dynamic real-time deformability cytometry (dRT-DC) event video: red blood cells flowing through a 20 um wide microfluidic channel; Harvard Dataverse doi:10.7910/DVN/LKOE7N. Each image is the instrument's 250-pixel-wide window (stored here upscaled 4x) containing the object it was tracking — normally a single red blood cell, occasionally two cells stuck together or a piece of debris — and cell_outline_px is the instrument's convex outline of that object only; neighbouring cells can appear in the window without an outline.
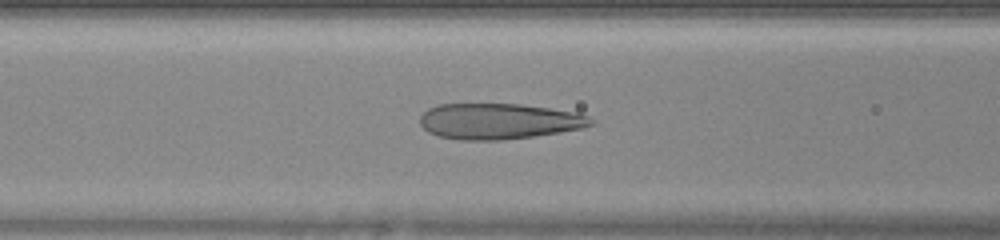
{"species": "human", "species_latin": "Homo sapiens", "temperature_condition": "warm", "stored_images_in_passage": 35, "camera_frame_rate_fps": 3000, "um_per_image_px": 0.085, "donor": {"sex": "female"}, "frame": {"image": 1, "passage_image": 7, "time_ms": 2.0, "image_size_px": [1000, 240], "cell_outline_px": [[596, 124], [584, 128], [560, 132], [504, 140], [460, 140], [440, 136], [428, 132], [420, 124], [420, 116], [428, 108], [436, 104], [520, 104], [576, 112], [588, 116]], "centroid_in_image_um": [42.41, 10.3], "position_along_channel_um": 124.2, "area_um2": 35.72}}
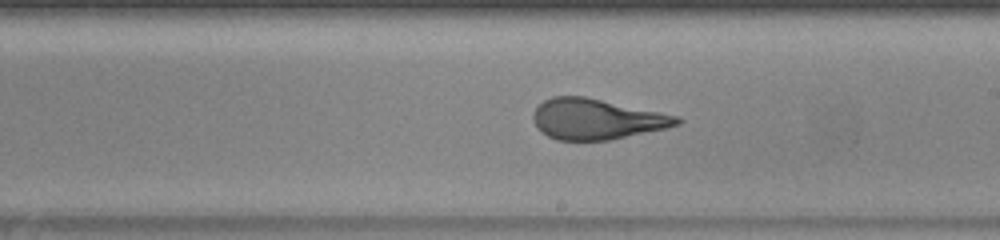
{"frame": {"image": 2, "passage_image": 15, "time_ms": 4.667, "image_size_px": [1000, 240], "cell_outline_px": [[684, 120], [680, 124], [664, 128], [608, 140], [556, 140], [540, 132], [536, 128], [532, 116], [532, 112], [544, 100], [552, 96], [584, 96], [680, 116]], "centroid_in_image_um": [50.67, 10.12], "position_along_channel_um": 238.3, "area_um2": 33.93}}
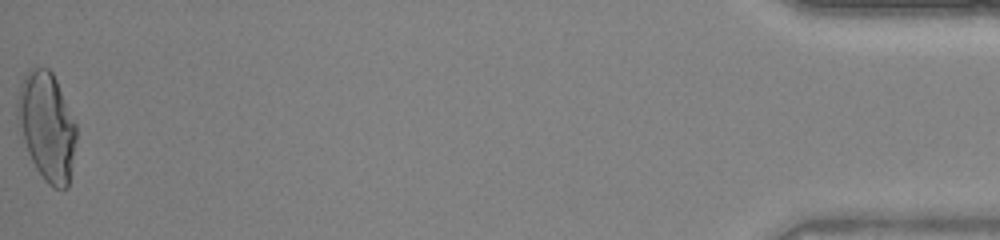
{"frame": {"image": 3, "passage_image": 35, "time_ms": 11.333, "image_size_px": [1000, 240], "cell_outline_px": [[76, 140], [68, 188], [52, 188], [44, 180], [36, 168], [28, 152], [16, 120], [16, 104], [20, 84], [28, 68], [48, 68], [52, 72], [56, 80], [76, 124]], "centroid_in_image_um": [3.96, 10.73], "position_along_channel_um": 431.2, "area_um2": 37.05}, "authors_computed_cell_mechanics": {"area_um2": 34.5066, "velocity_mm_per_s": 4.2784, "shape_relaxation_time_tau1_ms": null, "shape_relaxation_time_tau2_ms": 0.6728, "deformation_change_tau1": null, "deformation_change_tau2": 0.092}}